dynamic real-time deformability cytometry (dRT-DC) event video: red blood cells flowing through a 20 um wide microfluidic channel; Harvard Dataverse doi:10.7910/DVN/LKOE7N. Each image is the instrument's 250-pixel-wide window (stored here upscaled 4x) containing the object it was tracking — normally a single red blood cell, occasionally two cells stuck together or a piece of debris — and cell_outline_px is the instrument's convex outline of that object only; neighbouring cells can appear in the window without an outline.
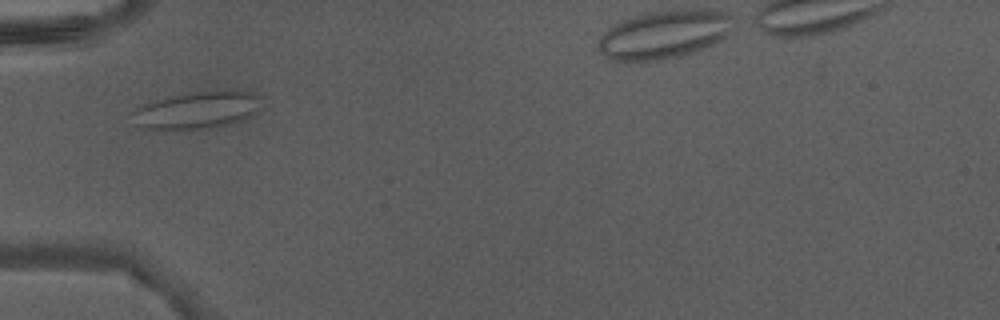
{"species": "Egyptian fruit bat (a non-hibernating species)", "species_latin": "Rousettus aegyptiacus", "temperature_condition": "warm", "stored_images_in_passage": 11, "camera_frame_rate_fps": 3000, "um_per_image_px": 0.085, "animal": {"sex": "male"}, "frame": {"image": 1, "passage_image": 2, "time_ms": 0.333, "image_size_px": [1000, 320], "cell_outline_px": [[264, 96], [260, 108], [252, 116], [244, 120], [204, 128], [144, 128], [140, 124], [132, 112], [136, 108], [152, 100], [216, 88], [252, 92]], "centroid_in_image_um": [16.91, 9.29], "position_along_channel_um": 68.1, "area_um2": 27.8}}
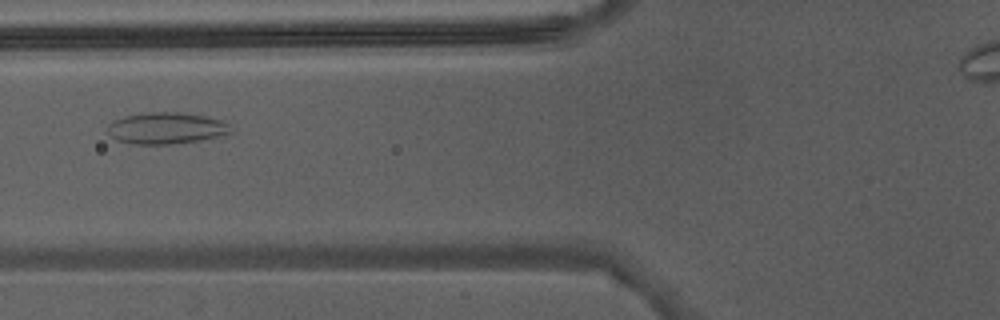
{"frame": {"image": 2, "passage_image": 5, "time_ms": 1.333, "image_size_px": [1000, 320], "cell_outline_px": [[232, 132], [200, 140], [172, 144], [132, 144], [116, 140], [108, 132], [108, 124], [112, 120], [124, 116], [148, 112], [180, 112], [204, 116], [224, 120], [228, 124]], "centroid_in_image_um": [14.1, 10.89], "position_along_channel_um": 111.7, "area_um2": 22.6}}
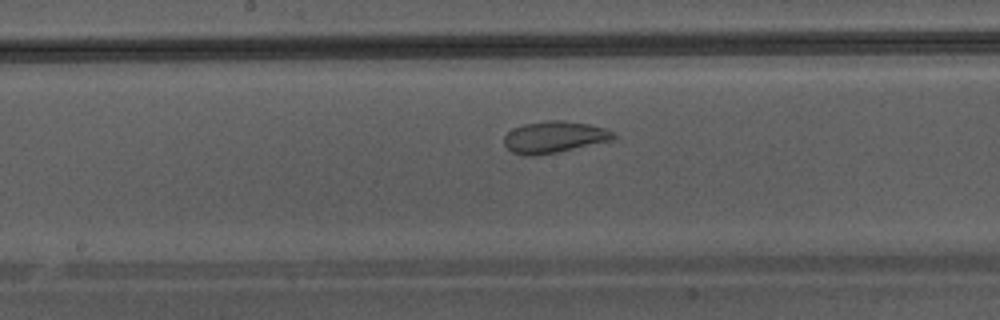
{"frame": {"image": 3, "passage_image": 11, "time_ms": 3.333, "image_size_px": [1000, 320], "cell_outline_px": [[616, 136], [612, 140], [540, 156], [528, 156], [512, 152], [504, 144], [504, 136], [512, 128], [524, 124], [548, 120], [564, 120], [588, 124], [604, 128], [616, 132]], "centroid_in_image_um": [47.1, 11.65], "position_along_channel_um": 201.1, "area_um2": 20.29}}